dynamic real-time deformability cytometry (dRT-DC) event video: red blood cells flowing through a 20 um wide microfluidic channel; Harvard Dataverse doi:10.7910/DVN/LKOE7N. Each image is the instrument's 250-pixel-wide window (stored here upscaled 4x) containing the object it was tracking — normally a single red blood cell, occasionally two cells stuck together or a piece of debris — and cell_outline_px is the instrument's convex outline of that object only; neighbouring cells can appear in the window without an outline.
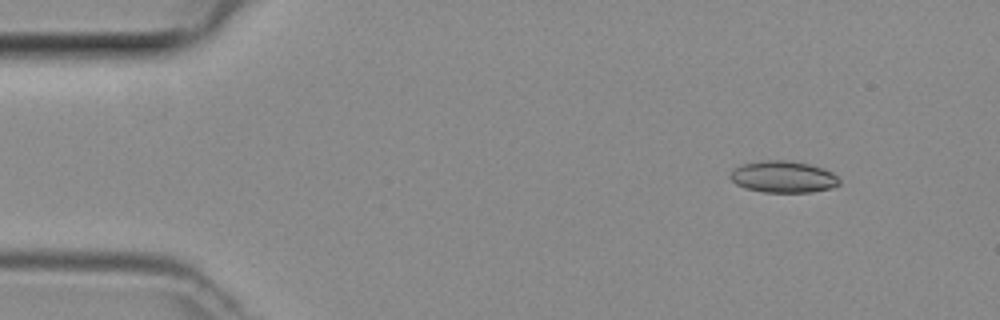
{"species": "common noctule bat (a hibernating species)", "species_latin": "Nyctalus noctula", "temperature_condition": "room temperature", "stored_images_in_passage": 42, "camera_frame_rate_fps": 3000, "um_per_image_px": 0.085, "animal": {"sex": "female", "body_mass_g": 29.2, "forearm_length_mm": 56.3}, "frame": {"image": 1, "passage_image": 2, "time_ms": 0.333, "image_size_px": [1000, 320], "cell_outline_px": [[840, 184], [832, 188], [812, 192], [764, 192], [744, 188], [736, 184], [728, 176], [736, 168], [744, 164], [768, 160], [788, 160], [812, 164], [832, 172], [840, 180]], "centroid_in_image_um": [66.61, 15.04], "position_along_channel_um": 18.4, "area_um2": 20.11}}
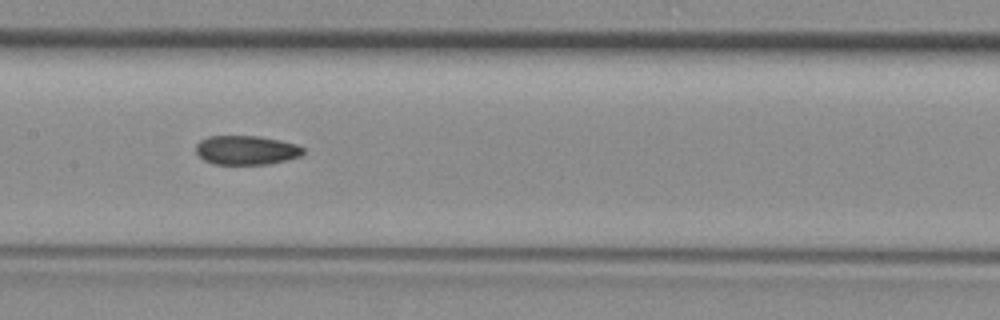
{"frame": {"image": 2, "passage_image": 20, "time_ms": 6.333, "image_size_px": [1000, 320], "cell_outline_px": [[304, 152], [300, 156], [288, 160], [268, 164], [216, 164], [204, 160], [196, 152], [196, 144], [200, 140], [208, 136], [256, 136], [280, 140], [296, 144], [304, 148]], "centroid_in_image_um": [20.94, 12.76], "position_along_channel_um": 186.5, "area_um2": 18.21}}
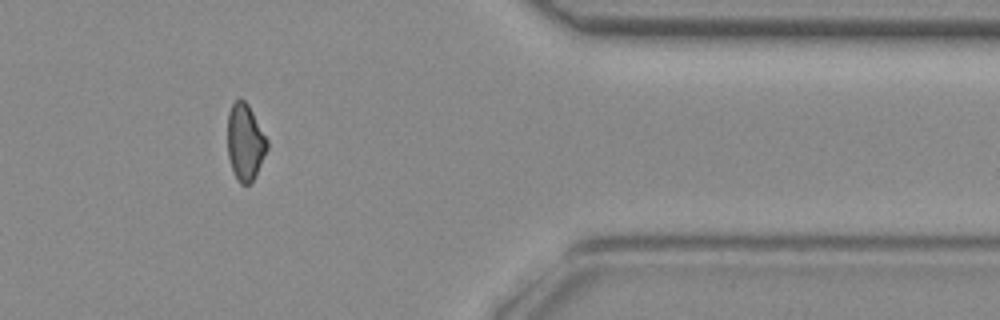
{"frame": {"image": 3, "passage_image": 36, "time_ms": 11.667, "image_size_px": [1000, 320], "cell_outline_px": [[268, 148], [256, 176], [248, 184], [240, 184], [236, 180], [232, 172], [228, 156], [228, 112], [232, 104], [236, 100], [244, 100], [248, 104], [268, 140]], "centroid_in_image_um": [20.83, 12.12], "position_along_channel_um": 390.6, "area_um2": 17.74}}